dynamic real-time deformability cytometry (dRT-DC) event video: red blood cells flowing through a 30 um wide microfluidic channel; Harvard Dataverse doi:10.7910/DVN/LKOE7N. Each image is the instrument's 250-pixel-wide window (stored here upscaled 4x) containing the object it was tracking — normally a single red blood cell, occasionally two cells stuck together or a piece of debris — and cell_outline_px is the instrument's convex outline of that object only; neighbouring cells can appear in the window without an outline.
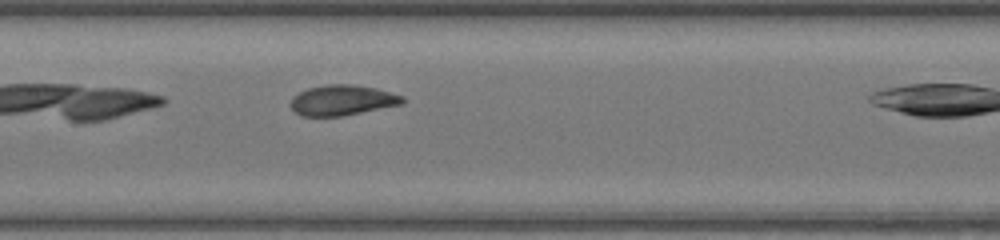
{"species": "common noctule bat (a hibernating species)", "species_latin": "Nyctalus noctula", "temperature_condition": "warm", "stored_images_in_passage": 11, "camera_frame_rate_fps": 3000, "um_per_image_px": 0.085, "animal": {"sex": "female", "body_mass_g": 17.0, "forearm_length_mm": 48.0}, "frame": {"image": 1, "passage_image": 10, "time_ms": 3.0, "image_size_px": [1000, 240], "cell_outline_px": [[404, 104], [344, 116], [300, 116], [292, 108], [292, 96], [308, 88], [328, 84], [352, 84], [376, 88], [404, 96]], "centroid_in_image_um": [29.13, 8.52], "position_along_channel_um": 178.3, "area_um2": 19.88}}